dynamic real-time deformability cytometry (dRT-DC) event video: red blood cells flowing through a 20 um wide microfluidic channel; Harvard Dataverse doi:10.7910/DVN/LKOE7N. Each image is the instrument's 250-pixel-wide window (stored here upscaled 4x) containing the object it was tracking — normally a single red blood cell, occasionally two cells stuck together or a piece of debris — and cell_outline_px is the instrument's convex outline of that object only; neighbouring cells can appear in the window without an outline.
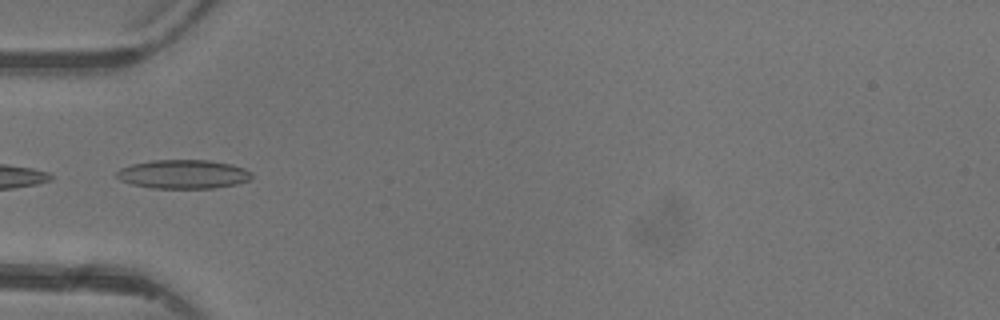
{"species": "common noctule bat (a hibernating species)", "species_latin": "Nyctalus noctula", "temperature_condition": "warm", "stored_images_in_passage": 4, "camera_frame_rate_fps": 3000, "um_per_image_px": 0.085, "animal": {"sex": "female"}, "frame": {"image": 1, "passage_image": 3, "time_ms": 3.333, "image_size_px": [1000, 320], "cell_outline_px": [[252, 176], [248, 180], [236, 184], [212, 188], [152, 188], [132, 184], [120, 180], [116, 176], [116, 172], [120, 168], [132, 164], [152, 160], [208, 160], [232, 164], [244, 168], [252, 172]], "centroid_in_image_um": [15.57, 14.8], "position_along_channel_um": 69.4, "area_um2": 22.72}}
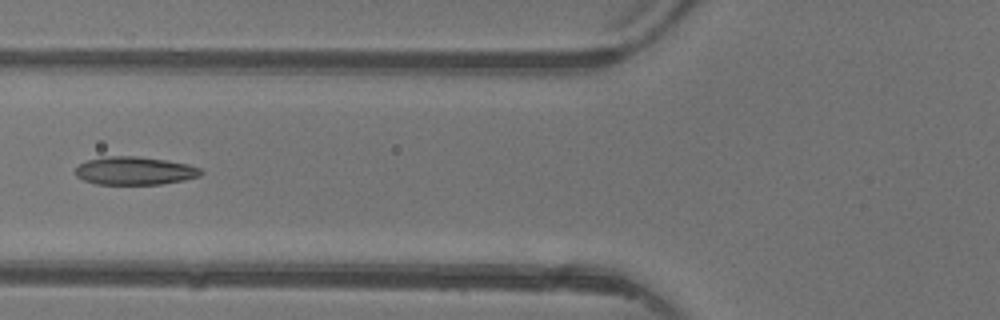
{"frame": {"image": 2, "passage_image": 4, "time_ms": 4.333, "image_size_px": [1000, 320], "cell_outline_px": [[204, 172], [200, 176], [184, 180], [160, 184], [96, 184], [84, 180], [76, 176], [76, 168], [80, 164], [88, 160], [104, 156], [140, 156], [168, 160], [188, 164], [200, 168]], "centroid_in_image_um": [11.48, 14.51], "position_along_channel_um": 114.3, "area_um2": 20.63}}